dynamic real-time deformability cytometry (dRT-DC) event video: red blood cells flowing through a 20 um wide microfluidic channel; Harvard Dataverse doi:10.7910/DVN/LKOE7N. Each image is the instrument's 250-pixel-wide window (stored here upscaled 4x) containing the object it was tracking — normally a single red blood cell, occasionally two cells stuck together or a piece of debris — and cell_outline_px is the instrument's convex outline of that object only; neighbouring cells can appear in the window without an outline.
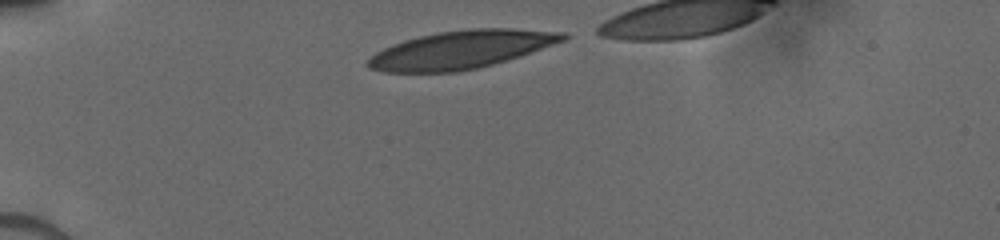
{"species": "human", "species_latin": "Homo sapiens", "temperature_condition": "cold", "stored_images_in_passage": 24, "camera_frame_rate_fps": 3000, "um_per_image_px": 0.085, "donor": {"sex": "male"}, "frame": {"image": 1, "passage_image": 1, "time_ms": 0.0, "image_size_px": [1000, 240], "cell_outline_px": [[568, 36], [564, 40], [480, 68], [456, 72], [384, 72], [368, 68], [364, 64], [376, 52], [384, 48], [404, 40], [436, 32], [472, 28], [512, 28], [564, 32]], "centroid_in_image_um": [39.13, 4.22], "position_along_channel_um": 45.9, "area_um2": 42.71}}
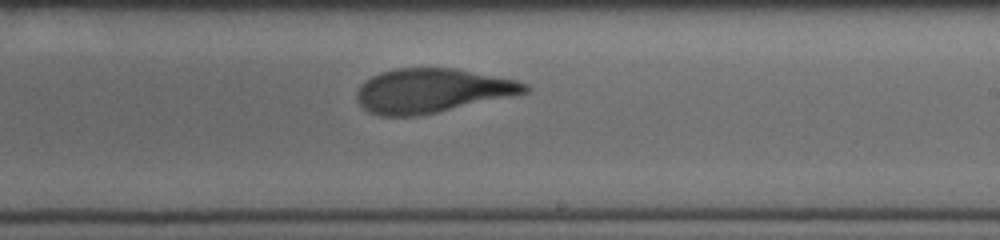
{"frame": {"image": 2, "passage_image": 15, "time_ms": 6.0, "image_size_px": [1000, 240], "cell_outline_px": [[532, 88], [528, 92], [420, 116], [380, 116], [368, 112], [356, 100], [356, 92], [360, 84], [372, 76], [380, 72], [396, 68], [456, 68], [516, 80], [528, 84]], "centroid_in_image_um": [36.69, 7.71], "position_along_channel_um": 252.3, "area_um2": 43.35}}
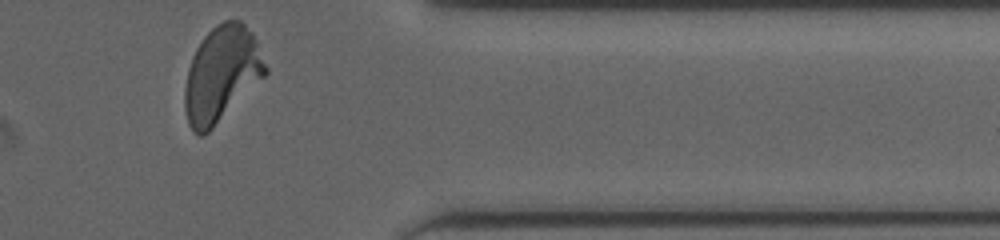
{"frame": {"image": 3, "passage_image": 24, "time_ms": 9.667, "image_size_px": [1000, 240], "cell_outline_px": [[268, 72], [204, 136], [200, 136], [188, 124], [184, 108], [184, 92], [188, 68], [192, 56], [196, 48], [204, 36], [216, 24], [224, 20], [240, 20], [252, 32], [256, 40], [268, 68]], "centroid_in_image_um": [18.82, 6.27], "position_along_channel_um": 392.6, "area_um2": 44.45}}